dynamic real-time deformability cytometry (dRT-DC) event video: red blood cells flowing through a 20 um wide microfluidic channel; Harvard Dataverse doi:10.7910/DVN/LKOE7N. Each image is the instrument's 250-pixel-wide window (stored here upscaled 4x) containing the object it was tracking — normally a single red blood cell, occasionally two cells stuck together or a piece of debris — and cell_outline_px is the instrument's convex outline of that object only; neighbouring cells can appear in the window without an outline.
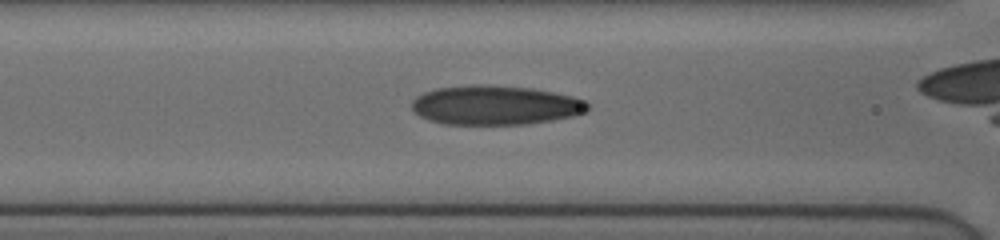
{"species": "human", "species_latin": "Homo sapiens", "temperature_condition": "cold", "stored_images_in_passage": 27, "camera_frame_rate_fps": 3000, "um_per_image_px": 0.085, "donor": {"sex": "female"}, "frame": {"image": 1, "passage_image": 6, "time_ms": 1.667, "image_size_px": [1000, 240], "cell_outline_px": [[588, 108], [584, 112], [576, 116], [552, 120], [524, 124], [444, 124], [428, 120], [412, 112], [412, 100], [416, 96], [424, 92], [436, 88], [528, 88], [552, 92], [572, 96], [584, 100], [588, 104]], "centroid_in_image_um": [42.1, 9.0], "position_along_channel_um": 124.5, "area_um2": 38.9}}
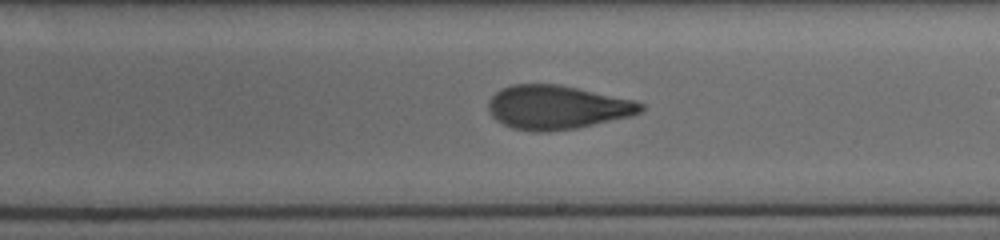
{"frame": {"image": 2, "passage_image": 15, "time_ms": 4.667, "image_size_px": [1000, 240], "cell_outline_px": [[644, 108], [640, 112], [632, 116], [576, 128], [548, 132], [532, 132], [512, 128], [496, 120], [492, 116], [488, 108], [488, 104], [492, 96], [496, 92], [512, 84], [560, 84], [636, 100], [644, 104]], "centroid_in_image_um": [47.37, 9.12], "position_along_channel_um": 241.6, "area_um2": 39.13}}
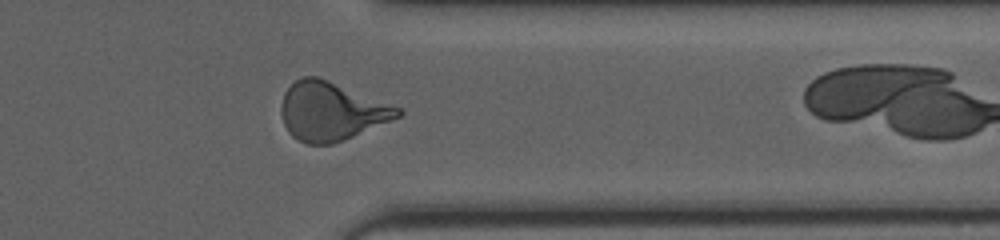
{"frame": {"image": 3, "passage_image": 26, "time_ms": 8.333, "image_size_px": [1000, 240], "cell_outline_px": [[404, 112], [400, 116], [392, 120], [332, 144], [308, 144], [296, 140], [288, 132], [284, 124], [280, 112], [280, 108], [284, 92], [296, 80], [304, 76], [316, 76], [328, 80], [400, 108]], "centroid_in_image_um": [28.11, 9.46], "position_along_channel_um": 383.3, "area_um2": 39.3}}